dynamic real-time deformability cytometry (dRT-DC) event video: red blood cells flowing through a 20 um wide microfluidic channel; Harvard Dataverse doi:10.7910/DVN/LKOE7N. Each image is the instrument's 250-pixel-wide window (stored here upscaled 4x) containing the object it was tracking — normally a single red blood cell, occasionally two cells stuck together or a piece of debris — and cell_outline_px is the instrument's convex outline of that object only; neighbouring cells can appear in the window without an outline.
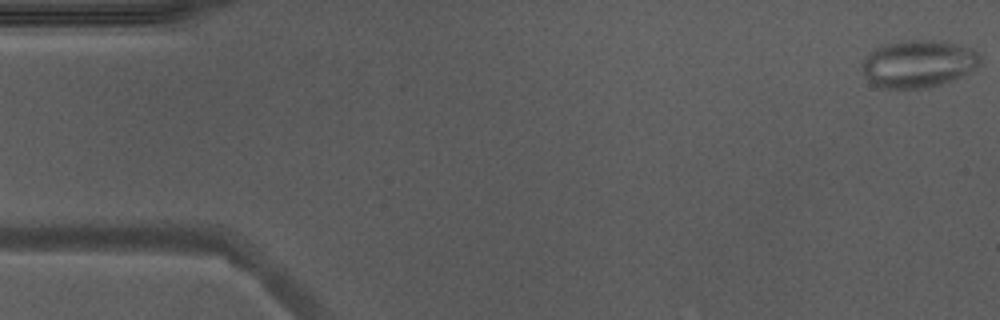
{"species": "Egyptian fruit bat (a non-hibernating species)", "species_latin": "Rousettus aegyptiacus", "temperature_condition": "warm", "stored_images_in_passage": 12, "camera_frame_rate_fps": 3000, "um_per_image_px": 0.085, "animal": {"sex": "male"}, "frame": {"image": 1, "passage_image": 1, "time_ms": 0.0, "image_size_px": [1000, 320], "cell_outline_px": [[980, 64], [968, 72], [960, 76], [940, 84], [924, 88], [876, 88], [864, 76], [860, 64], [868, 52], [876, 48], [888, 44], [904, 40], [948, 40], [972, 48], [980, 52]], "centroid_in_image_um": [78.04, 5.4], "position_along_channel_um": 7.0, "area_um2": 33.0}}